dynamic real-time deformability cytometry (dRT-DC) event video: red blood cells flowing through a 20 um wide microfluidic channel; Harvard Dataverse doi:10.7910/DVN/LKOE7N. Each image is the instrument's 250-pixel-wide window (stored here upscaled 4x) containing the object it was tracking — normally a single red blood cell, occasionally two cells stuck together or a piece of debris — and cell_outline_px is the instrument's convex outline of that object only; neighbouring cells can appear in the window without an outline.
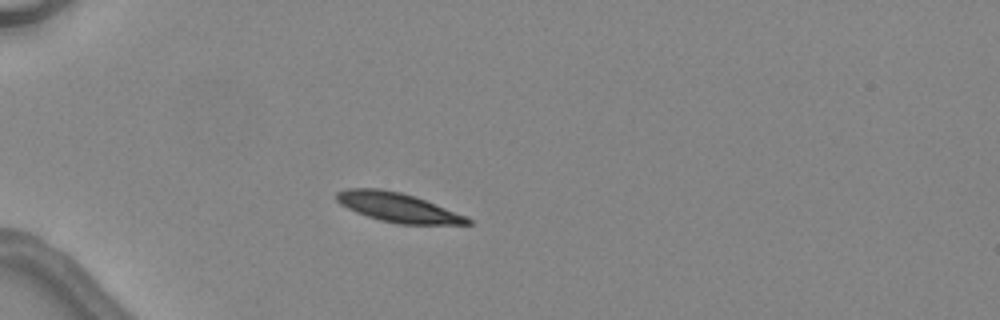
{"species": "common noctule bat (a hibernating species)", "species_latin": "Nyctalus noctula", "temperature_condition": "warm", "stored_images_in_passage": 1, "camera_frame_rate_fps": 3000, "um_per_image_px": 0.085, "animal": {"sex": "female", "body_mass_g": 24.6, "forearm_length_mm": 56.2}, "frame": {"image": 1, "passage_image": 1, "time_ms": 0.0, "image_size_px": [1000, 320], "cell_outline_px": [[472, 224], [396, 224], [380, 220], [356, 212], [340, 204], [336, 200], [336, 192], [348, 188], [380, 188], [400, 192], [424, 200], [468, 216], [472, 220]], "centroid_in_image_um": [33.81, 17.63], "position_along_channel_um": 51.2, "area_um2": 22.2}}